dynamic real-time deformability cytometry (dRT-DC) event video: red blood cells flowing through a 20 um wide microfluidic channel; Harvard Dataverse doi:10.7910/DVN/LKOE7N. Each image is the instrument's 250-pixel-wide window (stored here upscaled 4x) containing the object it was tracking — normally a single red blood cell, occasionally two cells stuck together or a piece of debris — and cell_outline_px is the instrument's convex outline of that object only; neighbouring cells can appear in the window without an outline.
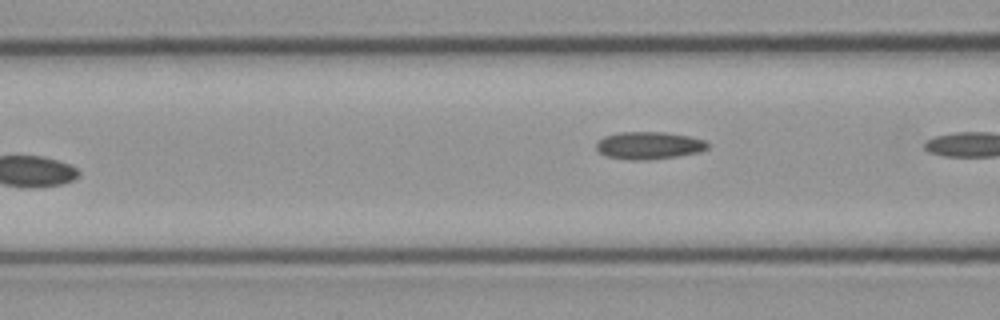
{"species": "common noctule bat (a hibernating species)", "species_latin": "Nyctalus noctula", "temperature_condition": "cold", "stored_images_in_passage": 6, "camera_frame_rate_fps": 3000, "um_per_image_px": 0.085, "animal": {"sex": "male", "body_mass_g": 23.1, "forearm_length_mm": 52.7}, "frame": {"image": 1, "passage_image": 6, "time_ms": 1.667, "image_size_px": [1000, 320], "cell_outline_px": [[708, 148], [700, 152], [676, 156], [636, 160], [632, 160], [608, 156], [600, 152], [596, 148], [596, 144], [604, 136], [620, 132], [664, 132], [688, 136], [704, 140], [708, 144]], "centroid_in_image_um": [55.16, 12.35], "position_along_channel_um": 111.4, "area_um2": 17.46}}